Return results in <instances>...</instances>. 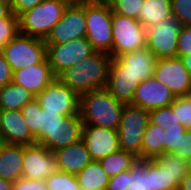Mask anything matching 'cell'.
Segmentation results:
<instances>
[{
  "label": "cell",
  "mask_w": 191,
  "mask_h": 190,
  "mask_svg": "<svg viewBox=\"0 0 191 190\" xmlns=\"http://www.w3.org/2000/svg\"><path fill=\"white\" fill-rule=\"evenodd\" d=\"M61 1L70 6V5H84L86 3H90L95 0H61Z\"/></svg>",
  "instance_id": "obj_49"
},
{
  "label": "cell",
  "mask_w": 191,
  "mask_h": 190,
  "mask_svg": "<svg viewBox=\"0 0 191 190\" xmlns=\"http://www.w3.org/2000/svg\"><path fill=\"white\" fill-rule=\"evenodd\" d=\"M178 190H191V173H187L179 183Z\"/></svg>",
  "instance_id": "obj_46"
},
{
  "label": "cell",
  "mask_w": 191,
  "mask_h": 190,
  "mask_svg": "<svg viewBox=\"0 0 191 190\" xmlns=\"http://www.w3.org/2000/svg\"><path fill=\"white\" fill-rule=\"evenodd\" d=\"M128 171L114 175L109 179L106 190H127Z\"/></svg>",
  "instance_id": "obj_43"
},
{
  "label": "cell",
  "mask_w": 191,
  "mask_h": 190,
  "mask_svg": "<svg viewBox=\"0 0 191 190\" xmlns=\"http://www.w3.org/2000/svg\"><path fill=\"white\" fill-rule=\"evenodd\" d=\"M112 12L107 0H95L85 4V37L96 51H112Z\"/></svg>",
  "instance_id": "obj_3"
},
{
  "label": "cell",
  "mask_w": 191,
  "mask_h": 190,
  "mask_svg": "<svg viewBox=\"0 0 191 190\" xmlns=\"http://www.w3.org/2000/svg\"><path fill=\"white\" fill-rule=\"evenodd\" d=\"M23 145L0 142V178L14 182L22 178Z\"/></svg>",
  "instance_id": "obj_22"
},
{
  "label": "cell",
  "mask_w": 191,
  "mask_h": 190,
  "mask_svg": "<svg viewBox=\"0 0 191 190\" xmlns=\"http://www.w3.org/2000/svg\"><path fill=\"white\" fill-rule=\"evenodd\" d=\"M83 126L79 114L63 116L60 124L55 128L48 129L38 144L45 146L51 152H55L81 140Z\"/></svg>",
  "instance_id": "obj_15"
},
{
  "label": "cell",
  "mask_w": 191,
  "mask_h": 190,
  "mask_svg": "<svg viewBox=\"0 0 191 190\" xmlns=\"http://www.w3.org/2000/svg\"><path fill=\"white\" fill-rule=\"evenodd\" d=\"M13 72L0 51V88L12 82Z\"/></svg>",
  "instance_id": "obj_45"
},
{
  "label": "cell",
  "mask_w": 191,
  "mask_h": 190,
  "mask_svg": "<svg viewBox=\"0 0 191 190\" xmlns=\"http://www.w3.org/2000/svg\"><path fill=\"white\" fill-rule=\"evenodd\" d=\"M176 99L174 94L155 77L148 78L138 85L132 105L151 111L169 106Z\"/></svg>",
  "instance_id": "obj_16"
},
{
  "label": "cell",
  "mask_w": 191,
  "mask_h": 190,
  "mask_svg": "<svg viewBox=\"0 0 191 190\" xmlns=\"http://www.w3.org/2000/svg\"><path fill=\"white\" fill-rule=\"evenodd\" d=\"M56 78L46 57L41 63L14 71L12 83L22 86L36 97Z\"/></svg>",
  "instance_id": "obj_19"
},
{
  "label": "cell",
  "mask_w": 191,
  "mask_h": 190,
  "mask_svg": "<svg viewBox=\"0 0 191 190\" xmlns=\"http://www.w3.org/2000/svg\"><path fill=\"white\" fill-rule=\"evenodd\" d=\"M148 123L149 111L125 104L117 130L120 149L132 152L141 159L143 135Z\"/></svg>",
  "instance_id": "obj_7"
},
{
  "label": "cell",
  "mask_w": 191,
  "mask_h": 190,
  "mask_svg": "<svg viewBox=\"0 0 191 190\" xmlns=\"http://www.w3.org/2000/svg\"><path fill=\"white\" fill-rule=\"evenodd\" d=\"M95 52L86 37L63 44H46V57L56 77Z\"/></svg>",
  "instance_id": "obj_9"
},
{
  "label": "cell",
  "mask_w": 191,
  "mask_h": 190,
  "mask_svg": "<svg viewBox=\"0 0 191 190\" xmlns=\"http://www.w3.org/2000/svg\"><path fill=\"white\" fill-rule=\"evenodd\" d=\"M118 58L124 63V71L130 72L141 82L154 77L156 57L148 48L134 50Z\"/></svg>",
  "instance_id": "obj_21"
},
{
  "label": "cell",
  "mask_w": 191,
  "mask_h": 190,
  "mask_svg": "<svg viewBox=\"0 0 191 190\" xmlns=\"http://www.w3.org/2000/svg\"><path fill=\"white\" fill-rule=\"evenodd\" d=\"M1 1L8 4L10 7H12L15 2V0H1Z\"/></svg>",
  "instance_id": "obj_51"
},
{
  "label": "cell",
  "mask_w": 191,
  "mask_h": 190,
  "mask_svg": "<svg viewBox=\"0 0 191 190\" xmlns=\"http://www.w3.org/2000/svg\"><path fill=\"white\" fill-rule=\"evenodd\" d=\"M53 153L57 160L58 170L73 175H77L93 161L82 139Z\"/></svg>",
  "instance_id": "obj_20"
},
{
  "label": "cell",
  "mask_w": 191,
  "mask_h": 190,
  "mask_svg": "<svg viewBox=\"0 0 191 190\" xmlns=\"http://www.w3.org/2000/svg\"><path fill=\"white\" fill-rule=\"evenodd\" d=\"M149 121L156 126L162 127L164 130H166L167 127L180 124L172 109V104L149 111Z\"/></svg>",
  "instance_id": "obj_33"
},
{
  "label": "cell",
  "mask_w": 191,
  "mask_h": 190,
  "mask_svg": "<svg viewBox=\"0 0 191 190\" xmlns=\"http://www.w3.org/2000/svg\"><path fill=\"white\" fill-rule=\"evenodd\" d=\"M19 33V17L11 13L0 18V50Z\"/></svg>",
  "instance_id": "obj_35"
},
{
  "label": "cell",
  "mask_w": 191,
  "mask_h": 190,
  "mask_svg": "<svg viewBox=\"0 0 191 190\" xmlns=\"http://www.w3.org/2000/svg\"><path fill=\"white\" fill-rule=\"evenodd\" d=\"M156 158L164 165V169H167L173 175V177H175V180L178 184L189 172L187 160L177 155L172 153H164L163 155H160Z\"/></svg>",
  "instance_id": "obj_31"
},
{
  "label": "cell",
  "mask_w": 191,
  "mask_h": 190,
  "mask_svg": "<svg viewBox=\"0 0 191 190\" xmlns=\"http://www.w3.org/2000/svg\"><path fill=\"white\" fill-rule=\"evenodd\" d=\"M0 190H13V182L0 178Z\"/></svg>",
  "instance_id": "obj_50"
},
{
  "label": "cell",
  "mask_w": 191,
  "mask_h": 190,
  "mask_svg": "<svg viewBox=\"0 0 191 190\" xmlns=\"http://www.w3.org/2000/svg\"><path fill=\"white\" fill-rule=\"evenodd\" d=\"M186 131L187 129L181 124L167 127L165 130L164 153H172L175 148H178V142Z\"/></svg>",
  "instance_id": "obj_38"
},
{
  "label": "cell",
  "mask_w": 191,
  "mask_h": 190,
  "mask_svg": "<svg viewBox=\"0 0 191 190\" xmlns=\"http://www.w3.org/2000/svg\"><path fill=\"white\" fill-rule=\"evenodd\" d=\"M147 48L156 59L177 57L178 36L181 25L172 15L157 24L143 23Z\"/></svg>",
  "instance_id": "obj_5"
},
{
  "label": "cell",
  "mask_w": 191,
  "mask_h": 190,
  "mask_svg": "<svg viewBox=\"0 0 191 190\" xmlns=\"http://www.w3.org/2000/svg\"><path fill=\"white\" fill-rule=\"evenodd\" d=\"M140 82L139 78L124 71V63L118 57L112 59L106 90L113 97L124 104H132Z\"/></svg>",
  "instance_id": "obj_17"
},
{
  "label": "cell",
  "mask_w": 191,
  "mask_h": 190,
  "mask_svg": "<svg viewBox=\"0 0 191 190\" xmlns=\"http://www.w3.org/2000/svg\"><path fill=\"white\" fill-rule=\"evenodd\" d=\"M13 190H48L44 179L20 178L13 182Z\"/></svg>",
  "instance_id": "obj_42"
},
{
  "label": "cell",
  "mask_w": 191,
  "mask_h": 190,
  "mask_svg": "<svg viewBox=\"0 0 191 190\" xmlns=\"http://www.w3.org/2000/svg\"><path fill=\"white\" fill-rule=\"evenodd\" d=\"M175 177L157 159L151 158V190H178Z\"/></svg>",
  "instance_id": "obj_29"
},
{
  "label": "cell",
  "mask_w": 191,
  "mask_h": 190,
  "mask_svg": "<svg viewBox=\"0 0 191 190\" xmlns=\"http://www.w3.org/2000/svg\"><path fill=\"white\" fill-rule=\"evenodd\" d=\"M154 77L175 97L186 96L191 90V75L179 57L156 59Z\"/></svg>",
  "instance_id": "obj_12"
},
{
  "label": "cell",
  "mask_w": 191,
  "mask_h": 190,
  "mask_svg": "<svg viewBox=\"0 0 191 190\" xmlns=\"http://www.w3.org/2000/svg\"><path fill=\"white\" fill-rule=\"evenodd\" d=\"M86 17L84 5H70L64 10L62 18L52 28L45 39L46 44H63L85 37Z\"/></svg>",
  "instance_id": "obj_11"
},
{
  "label": "cell",
  "mask_w": 191,
  "mask_h": 190,
  "mask_svg": "<svg viewBox=\"0 0 191 190\" xmlns=\"http://www.w3.org/2000/svg\"><path fill=\"white\" fill-rule=\"evenodd\" d=\"M41 108L63 116L79 114L80 96L56 78L35 97Z\"/></svg>",
  "instance_id": "obj_10"
},
{
  "label": "cell",
  "mask_w": 191,
  "mask_h": 190,
  "mask_svg": "<svg viewBox=\"0 0 191 190\" xmlns=\"http://www.w3.org/2000/svg\"><path fill=\"white\" fill-rule=\"evenodd\" d=\"M191 54V26H181L178 44H177V57Z\"/></svg>",
  "instance_id": "obj_40"
},
{
  "label": "cell",
  "mask_w": 191,
  "mask_h": 190,
  "mask_svg": "<svg viewBox=\"0 0 191 190\" xmlns=\"http://www.w3.org/2000/svg\"><path fill=\"white\" fill-rule=\"evenodd\" d=\"M112 59L109 53L96 51L63 71L57 78L79 96L106 89Z\"/></svg>",
  "instance_id": "obj_1"
},
{
  "label": "cell",
  "mask_w": 191,
  "mask_h": 190,
  "mask_svg": "<svg viewBox=\"0 0 191 190\" xmlns=\"http://www.w3.org/2000/svg\"><path fill=\"white\" fill-rule=\"evenodd\" d=\"M63 115L59 114V112H51L46 111L41 108L40 113V140L46 135V131L48 129L55 128L57 125L60 124L61 118Z\"/></svg>",
  "instance_id": "obj_39"
},
{
  "label": "cell",
  "mask_w": 191,
  "mask_h": 190,
  "mask_svg": "<svg viewBox=\"0 0 191 190\" xmlns=\"http://www.w3.org/2000/svg\"><path fill=\"white\" fill-rule=\"evenodd\" d=\"M12 13L11 7L0 0V18L7 17Z\"/></svg>",
  "instance_id": "obj_47"
},
{
  "label": "cell",
  "mask_w": 191,
  "mask_h": 190,
  "mask_svg": "<svg viewBox=\"0 0 191 190\" xmlns=\"http://www.w3.org/2000/svg\"><path fill=\"white\" fill-rule=\"evenodd\" d=\"M127 190H151V159H137L128 170Z\"/></svg>",
  "instance_id": "obj_27"
},
{
  "label": "cell",
  "mask_w": 191,
  "mask_h": 190,
  "mask_svg": "<svg viewBox=\"0 0 191 190\" xmlns=\"http://www.w3.org/2000/svg\"><path fill=\"white\" fill-rule=\"evenodd\" d=\"M124 105L106 89L93 90L80 96L79 115L84 125L118 130Z\"/></svg>",
  "instance_id": "obj_2"
},
{
  "label": "cell",
  "mask_w": 191,
  "mask_h": 190,
  "mask_svg": "<svg viewBox=\"0 0 191 190\" xmlns=\"http://www.w3.org/2000/svg\"><path fill=\"white\" fill-rule=\"evenodd\" d=\"M22 114L24 120L28 126L31 135L35 138L36 143L40 142V113L41 106L36 98H33L30 102L23 105Z\"/></svg>",
  "instance_id": "obj_30"
},
{
  "label": "cell",
  "mask_w": 191,
  "mask_h": 190,
  "mask_svg": "<svg viewBox=\"0 0 191 190\" xmlns=\"http://www.w3.org/2000/svg\"><path fill=\"white\" fill-rule=\"evenodd\" d=\"M187 163H188V171L189 173H191V159H189Z\"/></svg>",
  "instance_id": "obj_52"
},
{
  "label": "cell",
  "mask_w": 191,
  "mask_h": 190,
  "mask_svg": "<svg viewBox=\"0 0 191 190\" xmlns=\"http://www.w3.org/2000/svg\"><path fill=\"white\" fill-rule=\"evenodd\" d=\"M180 59L183 62V65L188 70L189 74L191 75V54L183 55L180 57Z\"/></svg>",
  "instance_id": "obj_48"
},
{
  "label": "cell",
  "mask_w": 191,
  "mask_h": 190,
  "mask_svg": "<svg viewBox=\"0 0 191 190\" xmlns=\"http://www.w3.org/2000/svg\"><path fill=\"white\" fill-rule=\"evenodd\" d=\"M172 109L180 124L186 129H191V101L187 96L176 97Z\"/></svg>",
  "instance_id": "obj_36"
},
{
  "label": "cell",
  "mask_w": 191,
  "mask_h": 190,
  "mask_svg": "<svg viewBox=\"0 0 191 190\" xmlns=\"http://www.w3.org/2000/svg\"><path fill=\"white\" fill-rule=\"evenodd\" d=\"M67 6L61 0H44L19 16V33L45 40Z\"/></svg>",
  "instance_id": "obj_4"
},
{
  "label": "cell",
  "mask_w": 191,
  "mask_h": 190,
  "mask_svg": "<svg viewBox=\"0 0 191 190\" xmlns=\"http://www.w3.org/2000/svg\"><path fill=\"white\" fill-rule=\"evenodd\" d=\"M22 167V177L32 180H45L58 171L54 153L38 143L23 146Z\"/></svg>",
  "instance_id": "obj_13"
},
{
  "label": "cell",
  "mask_w": 191,
  "mask_h": 190,
  "mask_svg": "<svg viewBox=\"0 0 191 190\" xmlns=\"http://www.w3.org/2000/svg\"><path fill=\"white\" fill-rule=\"evenodd\" d=\"M48 190H81L76 175L56 171L45 179Z\"/></svg>",
  "instance_id": "obj_32"
},
{
  "label": "cell",
  "mask_w": 191,
  "mask_h": 190,
  "mask_svg": "<svg viewBox=\"0 0 191 190\" xmlns=\"http://www.w3.org/2000/svg\"><path fill=\"white\" fill-rule=\"evenodd\" d=\"M138 157L129 151L119 150L99 160L102 168L111 178L114 175L130 170Z\"/></svg>",
  "instance_id": "obj_28"
},
{
  "label": "cell",
  "mask_w": 191,
  "mask_h": 190,
  "mask_svg": "<svg viewBox=\"0 0 191 190\" xmlns=\"http://www.w3.org/2000/svg\"><path fill=\"white\" fill-rule=\"evenodd\" d=\"M12 72L41 63L46 58L44 39L18 33L1 50Z\"/></svg>",
  "instance_id": "obj_6"
},
{
  "label": "cell",
  "mask_w": 191,
  "mask_h": 190,
  "mask_svg": "<svg viewBox=\"0 0 191 190\" xmlns=\"http://www.w3.org/2000/svg\"><path fill=\"white\" fill-rule=\"evenodd\" d=\"M44 0H15L13 6L11 7L12 13L19 17L22 13L27 10L34 8L36 5L40 4Z\"/></svg>",
  "instance_id": "obj_44"
},
{
  "label": "cell",
  "mask_w": 191,
  "mask_h": 190,
  "mask_svg": "<svg viewBox=\"0 0 191 190\" xmlns=\"http://www.w3.org/2000/svg\"><path fill=\"white\" fill-rule=\"evenodd\" d=\"M172 154L177 155L187 161L191 159V129L181 136L178 142V148H175Z\"/></svg>",
  "instance_id": "obj_41"
},
{
  "label": "cell",
  "mask_w": 191,
  "mask_h": 190,
  "mask_svg": "<svg viewBox=\"0 0 191 190\" xmlns=\"http://www.w3.org/2000/svg\"><path fill=\"white\" fill-rule=\"evenodd\" d=\"M172 14L181 26H191V0H171Z\"/></svg>",
  "instance_id": "obj_37"
},
{
  "label": "cell",
  "mask_w": 191,
  "mask_h": 190,
  "mask_svg": "<svg viewBox=\"0 0 191 190\" xmlns=\"http://www.w3.org/2000/svg\"><path fill=\"white\" fill-rule=\"evenodd\" d=\"M76 177L81 190H106L110 179L99 161L87 164Z\"/></svg>",
  "instance_id": "obj_23"
},
{
  "label": "cell",
  "mask_w": 191,
  "mask_h": 190,
  "mask_svg": "<svg viewBox=\"0 0 191 190\" xmlns=\"http://www.w3.org/2000/svg\"><path fill=\"white\" fill-rule=\"evenodd\" d=\"M112 58L134 50L147 48L142 24L138 19L129 18L112 12Z\"/></svg>",
  "instance_id": "obj_8"
},
{
  "label": "cell",
  "mask_w": 191,
  "mask_h": 190,
  "mask_svg": "<svg viewBox=\"0 0 191 190\" xmlns=\"http://www.w3.org/2000/svg\"><path fill=\"white\" fill-rule=\"evenodd\" d=\"M113 13L138 19L144 0H107Z\"/></svg>",
  "instance_id": "obj_34"
},
{
  "label": "cell",
  "mask_w": 191,
  "mask_h": 190,
  "mask_svg": "<svg viewBox=\"0 0 191 190\" xmlns=\"http://www.w3.org/2000/svg\"><path fill=\"white\" fill-rule=\"evenodd\" d=\"M172 15L171 0H144L138 21L141 24L148 22L157 24Z\"/></svg>",
  "instance_id": "obj_26"
},
{
  "label": "cell",
  "mask_w": 191,
  "mask_h": 190,
  "mask_svg": "<svg viewBox=\"0 0 191 190\" xmlns=\"http://www.w3.org/2000/svg\"><path fill=\"white\" fill-rule=\"evenodd\" d=\"M0 142L23 146L36 143L21 110H0Z\"/></svg>",
  "instance_id": "obj_18"
},
{
  "label": "cell",
  "mask_w": 191,
  "mask_h": 190,
  "mask_svg": "<svg viewBox=\"0 0 191 190\" xmlns=\"http://www.w3.org/2000/svg\"><path fill=\"white\" fill-rule=\"evenodd\" d=\"M33 98L25 88L11 82L0 88V110H21Z\"/></svg>",
  "instance_id": "obj_25"
},
{
  "label": "cell",
  "mask_w": 191,
  "mask_h": 190,
  "mask_svg": "<svg viewBox=\"0 0 191 190\" xmlns=\"http://www.w3.org/2000/svg\"><path fill=\"white\" fill-rule=\"evenodd\" d=\"M82 140L93 161L120 150L118 131L110 128L84 125Z\"/></svg>",
  "instance_id": "obj_14"
},
{
  "label": "cell",
  "mask_w": 191,
  "mask_h": 190,
  "mask_svg": "<svg viewBox=\"0 0 191 190\" xmlns=\"http://www.w3.org/2000/svg\"><path fill=\"white\" fill-rule=\"evenodd\" d=\"M189 99H190V101H191V90H190V92L186 95Z\"/></svg>",
  "instance_id": "obj_53"
},
{
  "label": "cell",
  "mask_w": 191,
  "mask_h": 190,
  "mask_svg": "<svg viewBox=\"0 0 191 190\" xmlns=\"http://www.w3.org/2000/svg\"><path fill=\"white\" fill-rule=\"evenodd\" d=\"M165 130L150 121L144 131L141 159L156 158L164 154Z\"/></svg>",
  "instance_id": "obj_24"
}]
</instances>
